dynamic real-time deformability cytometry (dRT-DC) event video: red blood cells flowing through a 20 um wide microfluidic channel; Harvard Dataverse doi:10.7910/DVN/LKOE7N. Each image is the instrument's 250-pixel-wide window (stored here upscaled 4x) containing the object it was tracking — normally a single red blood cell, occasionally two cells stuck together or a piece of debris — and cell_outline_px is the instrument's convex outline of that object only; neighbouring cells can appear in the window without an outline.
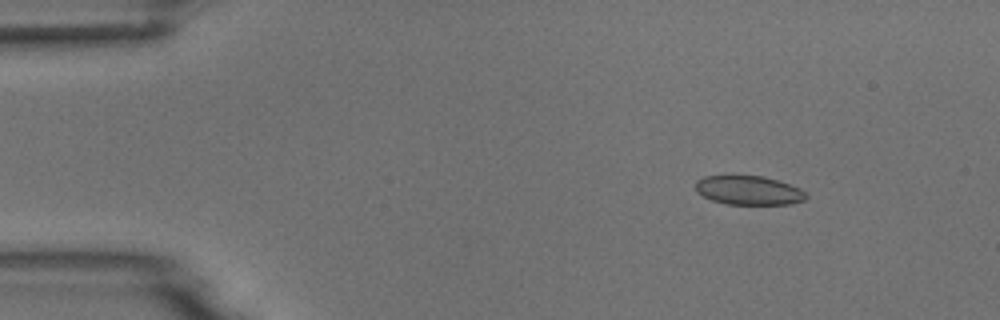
{"species": "common noctule bat (a hibernating species)", "species_latin": "Nyctalus noctula", "temperature_condition": "room temperature", "stored_images_in_passage": 4, "camera_frame_rate_fps": 3000, "um_per_image_px": 0.085, "animal": {"sex": "male", "body_mass_g": 18.8}, "frame": {"image": 1, "passage_image": 2, "time_ms": 1.0, "image_size_px": [1000, 320], "cell_outline_px": [[808, 196], [804, 200], [788, 204], [728, 204], [712, 200], [696, 192], [696, 180], [704, 176], [764, 176], [800, 188]], "centroid_in_image_um": [63.62, 16.18], "position_along_channel_um": 21.4, "area_um2": 18.5}}
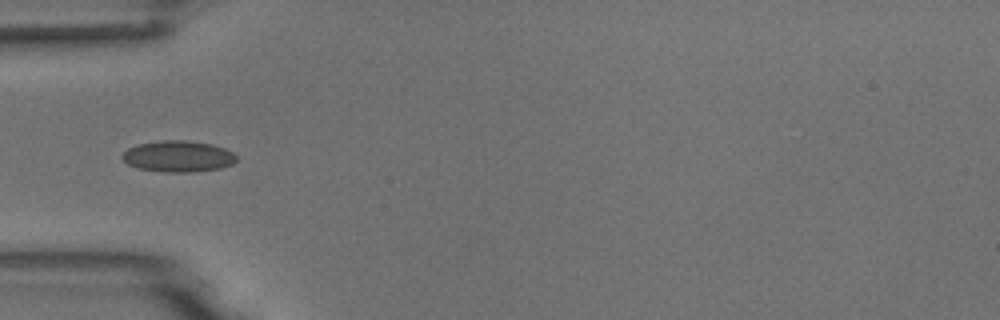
{"frame": {"image": 2, "passage_image": 4, "time_ms": 4.333, "image_size_px": [1000, 320], "cell_outline_px": [[236, 160], [232, 164], [220, 168], [196, 172], [168, 172], [140, 168], [128, 164], [120, 156], [128, 148], [140, 144], [160, 140], [188, 140], [212, 144], [224, 148], [232, 152], [236, 156]], "centroid_in_image_um": [15.16, 13.28], "position_along_channel_um": 69.8, "area_um2": 20.69}}